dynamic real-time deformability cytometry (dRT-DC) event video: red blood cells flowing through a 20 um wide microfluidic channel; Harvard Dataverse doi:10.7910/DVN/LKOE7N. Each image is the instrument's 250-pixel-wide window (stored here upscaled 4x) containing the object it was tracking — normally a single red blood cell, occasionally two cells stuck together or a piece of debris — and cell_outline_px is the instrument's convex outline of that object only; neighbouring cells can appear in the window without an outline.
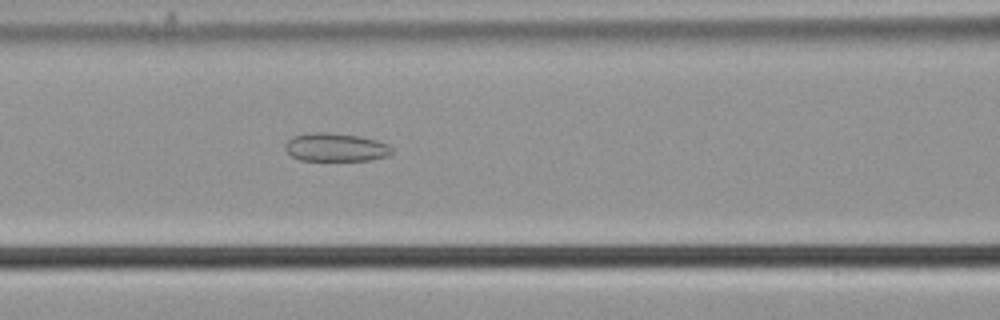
{"species": "common noctule bat (a hibernating species)", "species_latin": "Nyctalus noctula", "temperature_condition": "cold", "stored_images_in_passage": 44, "camera_frame_rate_fps": 3000, "um_per_image_px": 0.085, "animal": {"sex": "male", "body_mass_g": 21.5, "forearm_length_mm": 52.0}, "frame": {"image": 1, "passage_image": 13, "time_ms": 4.0, "image_size_px": [1000, 320], "cell_outline_px": [[392, 152], [388, 156], [368, 160], [300, 160], [292, 156], [284, 148], [284, 144], [292, 136], [312, 132], [328, 132], [360, 136], [376, 140], [388, 144], [392, 148]], "centroid_in_image_um": [28.52, 12.51], "position_along_channel_um": 138.1, "area_um2": 17.63}}
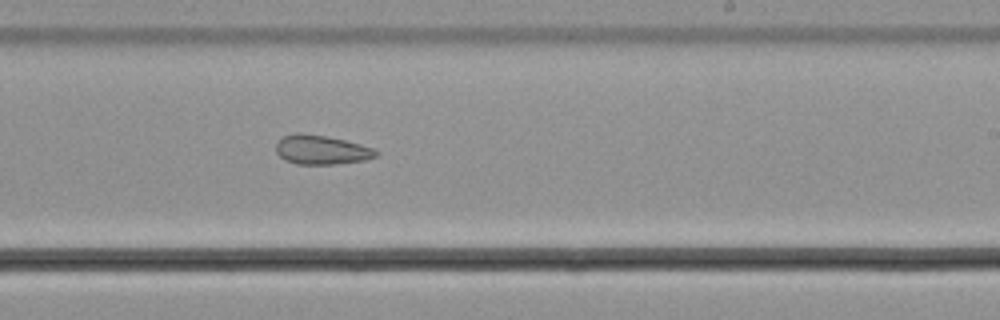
{"frame": {"image": 2, "passage_image": 23, "time_ms": 7.333, "image_size_px": [1000, 320], "cell_outline_px": [[380, 152], [376, 156], [364, 160], [332, 164], [296, 164], [284, 160], [276, 152], [276, 144], [284, 136], [296, 132], [300, 132], [324, 136], [344, 140], [360, 144], [372, 148]], "centroid_in_image_um": [27.29, 12.73], "position_along_channel_um": 261.7, "area_um2": 16.88}}
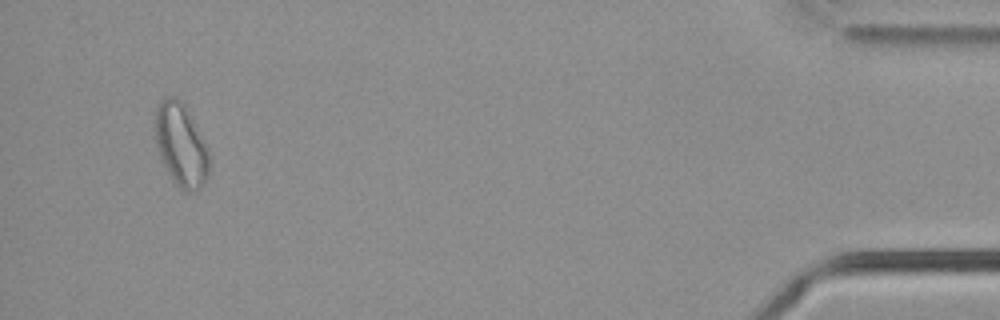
{"frame": {"image": 3, "passage_image": 42, "time_ms": 13.667, "image_size_px": [1000, 320], "cell_outline_px": [[208, 176], [204, 184], [196, 192], [188, 192], [180, 188], [176, 184], [168, 172], [160, 156], [156, 144], [152, 124], [156, 108], [160, 100], [168, 96], [172, 96], [184, 104], [208, 148]], "centroid_in_image_um": [15.35, 12.31], "position_along_channel_um": 419.9, "area_um2": 26.18}, "authors_computed_cell_mechanics": {"area_um2": 19.1029, "velocity_mm_per_s": 3.7169, "shape_relaxation_time_tau1_ms": null, "shape_relaxation_time_tau2_ms": 7.075, "deformation_change_tau1": null, "deformation_change_tau2": 0.142}}